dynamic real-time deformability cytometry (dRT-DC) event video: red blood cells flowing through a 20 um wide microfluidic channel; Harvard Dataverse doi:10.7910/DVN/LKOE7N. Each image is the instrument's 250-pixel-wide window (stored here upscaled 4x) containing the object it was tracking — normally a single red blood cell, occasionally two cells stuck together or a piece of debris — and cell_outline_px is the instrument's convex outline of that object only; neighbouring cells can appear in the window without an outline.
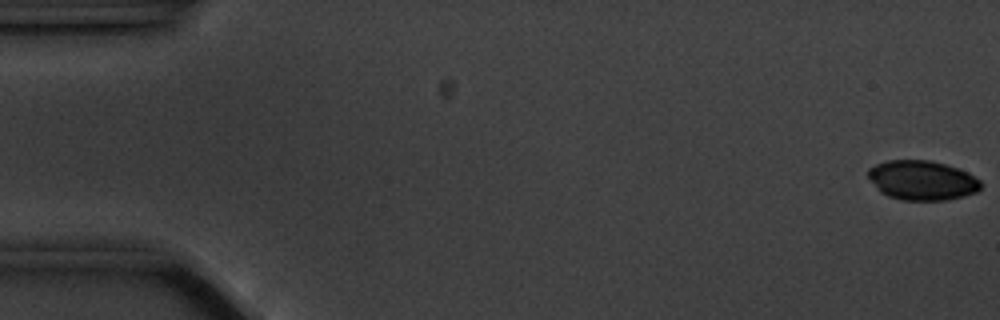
{"species": "common noctule bat (a hibernating species)", "species_latin": "Nyctalus noctula", "temperature_condition": "cold", "stored_images_in_passage": 57, "camera_frame_rate_fps": 3000, "um_per_image_px": 0.085, "animal": {"sex": "male", "body_mass_g": 20.1, "forearm_length_mm": 53.5}, "frame": {"image": 1, "passage_image": 1, "time_ms": 0.0, "image_size_px": [1000, 320], "cell_outline_px": [[980, 188], [976, 192], [964, 196], [944, 200], [900, 200], [888, 196], [880, 192], [868, 176], [868, 168], [876, 164], [888, 160], [928, 160], [944, 164], [968, 172], [980, 180]], "centroid_in_image_um": [78.36, 15.33], "position_along_channel_um": 6.6, "area_um2": 25.84}}
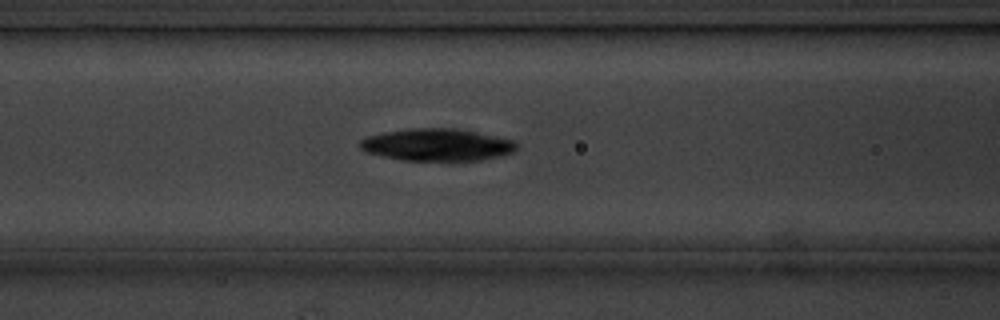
{"frame": {"image": 2, "passage_image": 23, "time_ms": 7.333, "image_size_px": [1000, 320], "cell_outline_px": [[516, 148], [512, 152], [480, 160], [404, 160], [364, 152], [360, 148], [360, 140], [368, 136], [384, 132], [408, 128], [456, 128], [516, 140]], "centroid_in_image_um": [37.12, 12.29], "position_along_channel_um": 129.5, "area_um2": 29.19}}
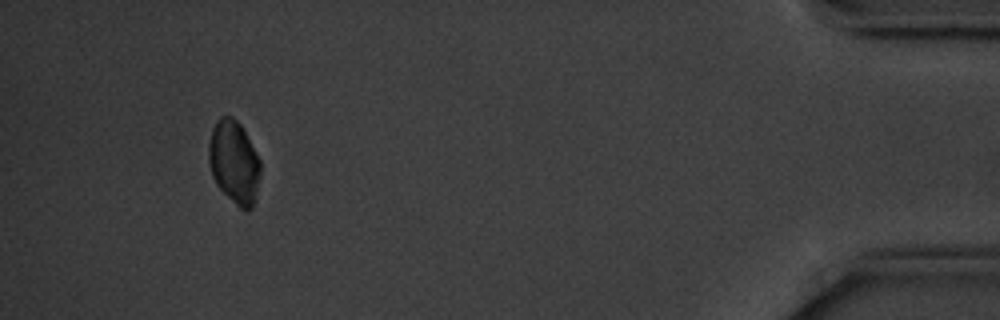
{"frame": {"image": 3, "passage_image": 53, "time_ms": 17.333, "image_size_px": [1000, 320], "cell_outline_px": [[260, 172], [256, 196], [252, 208], [248, 212], [244, 212], [216, 184], [212, 176], [208, 160], [208, 144], [212, 128], [216, 120], [220, 116], [232, 116], [240, 124], [260, 160]], "centroid_in_image_um": [19.88, 13.79], "position_along_channel_um": 415.3, "area_um2": 25.03}, "authors_computed_cell_mechanics": {"area_um2": 27.455, "velocity_mm_per_s": 3.5324, "shape_relaxation_time_tau1_ms": 10.3367, "shape_relaxation_time_tau2_ms": null, "deformation_change_tau1": 0.2239, "deformation_change_tau2": null}}